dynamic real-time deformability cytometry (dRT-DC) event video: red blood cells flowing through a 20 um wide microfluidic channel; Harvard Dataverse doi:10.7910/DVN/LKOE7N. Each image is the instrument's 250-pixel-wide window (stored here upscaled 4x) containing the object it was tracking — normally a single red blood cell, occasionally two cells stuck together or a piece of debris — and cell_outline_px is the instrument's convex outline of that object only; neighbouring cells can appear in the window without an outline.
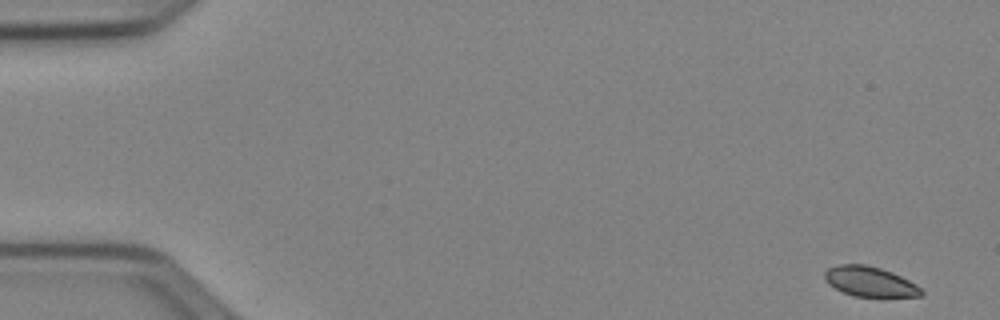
{"species": "Egyptian fruit bat (a non-hibernating species)", "species_latin": "Rousettus aegyptiacus", "temperature_condition": "cold", "stored_images_in_passage": 51, "camera_frame_rate_fps": 3000, "um_per_image_px": 0.085, "animal": {"sex": "female"}, "frame": {"image": 1, "passage_image": 1, "time_ms": 0.0, "image_size_px": [1000, 320], "cell_outline_px": [[924, 292], [920, 296], [856, 296], [844, 292], [828, 284], [824, 280], [824, 272], [828, 268], [840, 264], [864, 264], [880, 268], [892, 272], [916, 284]], "centroid_in_image_um": [73.91, 23.92], "position_along_channel_um": 11.1, "area_um2": 16.65}}
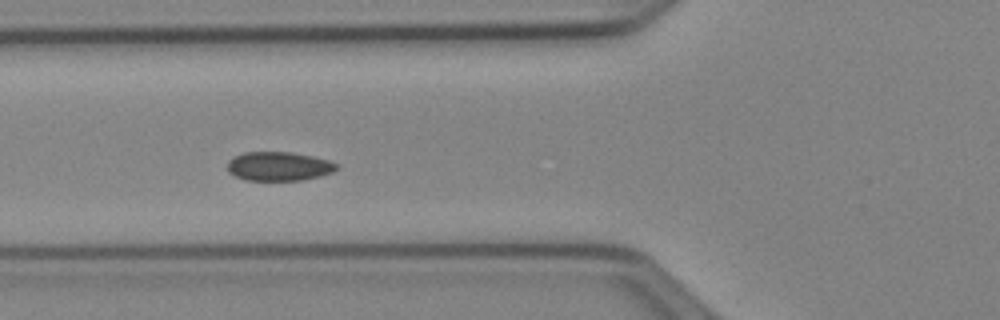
{"frame": {"image": 2, "passage_image": 19, "time_ms": 6.0, "image_size_px": [1000, 320], "cell_outline_px": [[340, 164], [332, 172], [320, 176], [300, 180], [244, 180], [228, 172], [228, 160], [232, 156], [244, 152], [292, 152], [312, 156], [328, 160]], "centroid_in_image_um": [23.67, 14.12], "position_along_channel_um": 102.1, "area_um2": 18.5}}
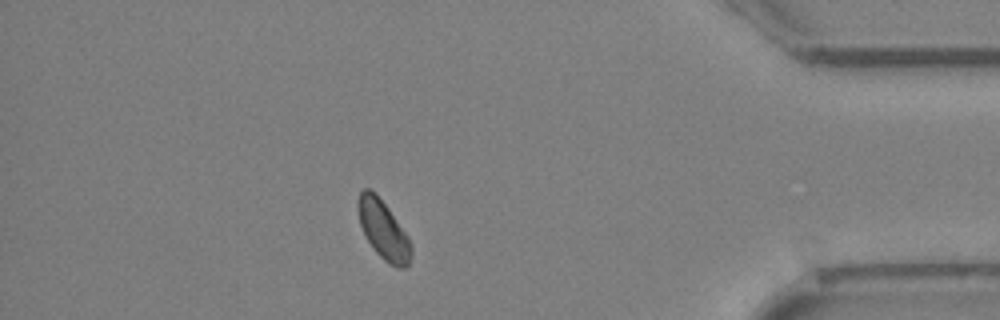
{"frame": {"image": 3, "passage_image": 45, "time_ms": 14.667, "image_size_px": [1000, 320], "cell_outline_px": [[412, 256], [408, 264], [404, 268], [396, 268], [388, 264], [376, 252], [364, 236], [360, 224], [356, 208], [356, 200], [360, 192], [364, 188], [368, 188], [376, 192], [388, 208], [408, 236], [412, 244]], "centroid_in_image_um": [32.56, 19.53], "position_along_channel_um": 402.6, "area_um2": 18.55}, "authors_computed_cell_mechanics": {"area_um2": 18.207, "velocity_mm_per_s": 3.9004, "shape_relaxation_time_tau1_ms": 3.1804, "shape_relaxation_time_tau2_ms": null, "deformation_change_tau1": 0.0386, "deformation_change_tau2": null}}